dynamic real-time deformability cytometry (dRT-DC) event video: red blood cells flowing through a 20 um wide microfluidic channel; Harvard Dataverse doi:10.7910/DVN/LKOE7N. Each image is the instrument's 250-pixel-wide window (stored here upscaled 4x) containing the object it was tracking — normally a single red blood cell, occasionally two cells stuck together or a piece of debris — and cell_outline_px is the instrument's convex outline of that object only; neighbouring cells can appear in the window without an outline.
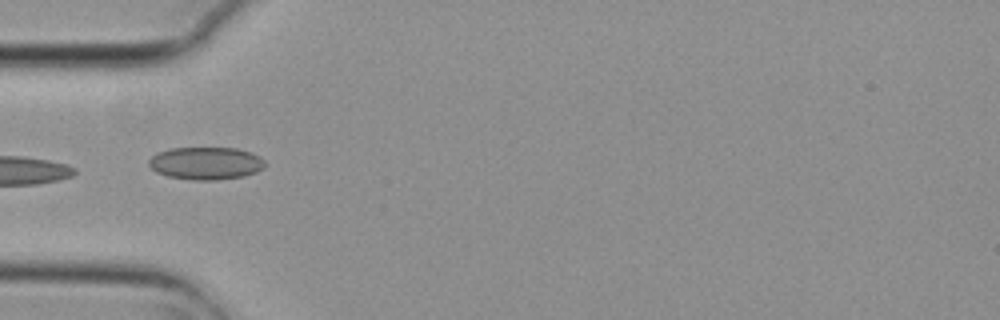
{"species": "common noctule bat (a hibernating species)", "species_latin": "Nyctalus noctula", "temperature_condition": "cold", "stored_images_in_passage": 4, "camera_frame_rate_fps": 3000, "um_per_image_px": 0.085, "animal": {"sex": "female", "body_mass_g": 29.2, "forearm_length_mm": 56.3}, "frame": {"image": 1, "passage_image": 2, "time_ms": 0.333, "image_size_px": [1000, 320], "cell_outline_px": [[264, 168], [256, 172], [244, 176], [212, 180], [192, 180], [168, 176], [156, 172], [148, 164], [148, 160], [156, 152], [172, 148], [236, 148], [252, 152], [260, 156], [264, 160]], "centroid_in_image_um": [17.5, 13.87], "position_along_channel_um": 67.5, "area_um2": 22.14}}
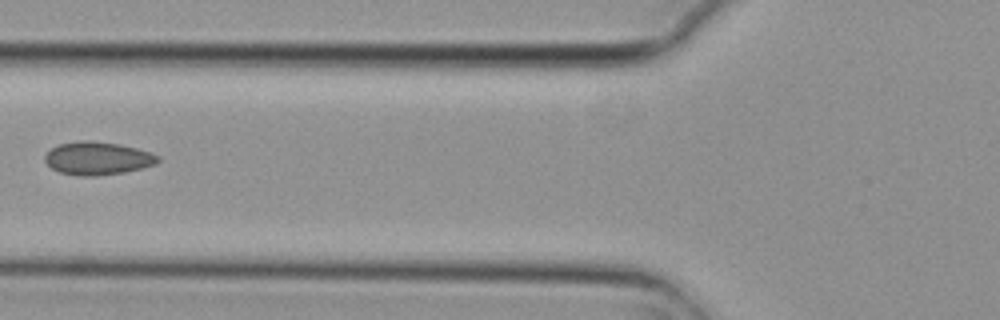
{"frame": {"image": 2, "passage_image": 3, "time_ms": 0.667, "image_size_px": [1000, 320], "cell_outline_px": [[160, 160], [156, 164], [124, 172], [96, 176], [80, 176], [60, 172], [52, 168], [44, 160], [44, 156], [52, 148], [60, 144], [80, 140], [88, 140], [120, 144], [136, 148], [160, 156]], "centroid_in_image_um": [8.29, 13.45], "position_along_channel_um": 117.5, "area_um2": 21.62}}
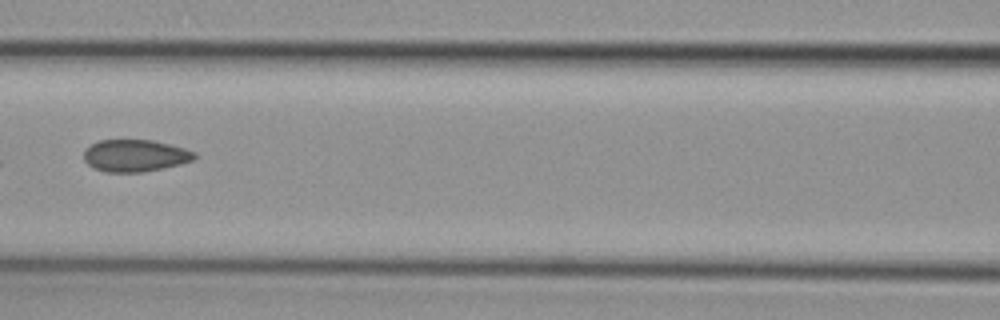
{"frame": {"image": 3, "passage_image": 4, "time_ms": 1.0, "image_size_px": [1000, 320], "cell_outline_px": [[196, 156], [192, 160], [180, 164], [164, 168], [140, 172], [104, 172], [92, 168], [84, 160], [84, 148], [100, 140], [152, 140], [184, 148], [196, 152]], "centroid_in_image_um": [11.45, 13.23], "position_along_channel_um": 155.2, "area_um2": 20.69}}